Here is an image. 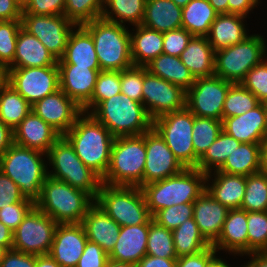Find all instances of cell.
Wrapping results in <instances>:
<instances>
[{"mask_svg": "<svg viewBox=\"0 0 267 267\" xmlns=\"http://www.w3.org/2000/svg\"><path fill=\"white\" fill-rule=\"evenodd\" d=\"M120 90L130 99L142 103L143 66H132L120 71Z\"/></svg>", "mask_w": 267, "mask_h": 267, "instance_id": "51", "label": "cell"}, {"mask_svg": "<svg viewBox=\"0 0 267 267\" xmlns=\"http://www.w3.org/2000/svg\"><path fill=\"white\" fill-rule=\"evenodd\" d=\"M105 267H136V265L128 262L114 261L109 258Z\"/></svg>", "mask_w": 267, "mask_h": 267, "instance_id": "68", "label": "cell"}, {"mask_svg": "<svg viewBox=\"0 0 267 267\" xmlns=\"http://www.w3.org/2000/svg\"><path fill=\"white\" fill-rule=\"evenodd\" d=\"M6 251L7 250L3 246H0V261L3 258Z\"/></svg>", "mask_w": 267, "mask_h": 267, "instance_id": "72", "label": "cell"}, {"mask_svg": "<svg viewBox=\"0 0 267 267\" xmlns=\"http://www.w3.org/2000/svg\"><path fill=\"white\" fill-rule=\"evenodd\" d=\"M109 255L95 242L87 241L76 267H105Z\"/></svg>", "mask_w": 267, "mask_h": 267, "instance_id": "56", "label": "cell"}, {"mask_svg": "<svg viewBox=\"0 0 267 267\" xmlns=\"http://www.w3.org/2000/svg\"><path fill=\"white\" fill-rule=\"evenodd\" d=\"M41 151L13 143L0 157V170L20 188L25 198L36 202L48 177Z\"/></svg>", "mask_w": 267, "mask_h": 267, "instance_id": "5", "label": "cell"}, {"mask_svg": "<svg viewBox=\"0 0 267 267\" xmlns=\"http://www.w3.org/2000/svg\"><path fill=\"white\" fill-rule=\"evenodd\" d=\"M262 37L249 35L242 42L215 52L214 75L233 84L240 83L266 55V43Z\"/></svg>", "mask_w": 267, "mask_h": 267, "instance_id": "10", "label": "cell"}, {"mask_svg": "<svg viewBox=\"0 0 267 267\" xmlns=\"http://www.w3.org/2000/svg\"><path fill=\"white\" fill-rule=\"evenodd\" d=\"M17 3L20 4V6L23 8L24 5L28 2V0H15Z\"/></svg>", "mask_w": 267, "mask_h": 267, "instance_id": "73", "label": "cell"}, {"mask_svg": "<svg viewBox=\"0 0 267 267\" xmlns=\"http://www.w3.org/2000/svg\"><path fill=\"white\" fill-rule=\"evenodd\" d=\"M221 131V120L194 115L192 142L195 151V168L197 167L199 159L213 144V142L216 140Z\"/></svg>", "mask_w": 267, "mask_h": 267, "instance_id": "41", "label": "cell"}, {"mask_svg": "<svg viewBox=\"0 0 267 267\" xmlns=\"http://www.w3.org/2000/svg\"><path fill=\"white\" fill-rule=\"evenodd\" d=\"M217 171L246 177L260 172V143L241 142Z\"/></svg>", "mask_w": 267, "mask_h": 267, "instance_id": "36", "label": "cell"}, {"mask_svg": "<svg viewBox=\"0 0 267 267\" xmlns=\"http://www.w3.org/2000/svg\"><path fill=\"white\" fill-rule=\"evenodd\" d=\"M142 26L165 33L182 27V8L172 0H146Z\"/></svg>", "mask_w": 267, "mask_h": 267, "instance_id": "31", "label": "cell"}, {"mask_svg": "<svg viewBox=\"0 0 267 267\" xmlns=\"http://www.w3.org/2000/svg\"><path fill=\"white\" fill-rule=\"evenodd\" d=\"M88 239L81 223L58 224L49 255L61 267H76Z\"/></svg>", "mask_w": 267, "mask_h": 267, "instance_id": "19", "label": "cell"}, {"mask_svg": "<svg viewBox=\"0 0 267 267\" xmlns=\"http://www.w3.org/2000/svg\"><path fill=\"white\" fill-rule=\"evenodd\" d=\"M17 202H34L25 198L15 182L0 170V209Z\"/></svg>", "mask_w": 267, "mask_h": 267, "instance_id": "54", "label": "cell"}, {"mask_svg": "<svg viewBox=\"0 0 267 267\" xmlns=\"http://www.w3.org/2000/svg\"><path fill=\"white\" fill-rule=\"evenodd\" d=\"M57 62L41 41L21 28L17 35L14 60L7 68L58 66Z\"/></svg>", "mask_w": 267, "mask_h": 267, "instance_id": "27", "label": "cell"}, {"mask_svg": "<svg viewBox=\"0 0 267 267\" xmlns=\"http://www.w3.org/2000/svg\"><path fill=\"white\" fill-rule=\"evenodd\" d=\"M104 0H66L64 16L76 26L101 18Z\"/></svg>", "mask_w": 267, "mask_h": 267, "instance_id": "46", "label": "cell"}, {"mask_svg": "<svg viewBox=\"0 0 267 267\" xmlns=\"http://www.w3.org/2000/svg\"><path fill=\"white\" fill-rule=\"evenodd\" d=\"M248 255L252 259L247 262V265H242V267H267V251H256Z\"/></svg>", "mask_w": 267, "mask_h": 267, "instance_id": "63", "label": "cell"}, {"mask_svg": "<svg viewBox=\"0 0 267 267\" xmlns=\"http://www.w3.org/2000/svg\"><path fill=\"white\" fill-rule=\"evenodd\" d=\"M64 137L80 160L103 178L110 164L115 140L111 132L91 114L83 112Z\"/></svg>", "mask_w": 267, "mask_h": 267, "instance_id": "1", "label": "cell"}, {"mask_svg": "<svg viewBox=\"0 0 267 267\" xmlns=\"http://www.w3.org/2000/svg\"><path fill=\"white\" fill-rule=\"evenodd\" d=\"M35 202H17L0 209V222L14 231L24 220Z\"/></svg>", "mask_w": 267, "mask_h": 267, "instance_id": "53", "label": "cell"}, {"mask_svg": "<svg viewBox=\"0 0 267 267\" xmlns=\"http://www.w3.org/2000/svg\"><path fill=\"white\" fill-rule=\"evenodd\" d=\"M247 211L230 209L224 221L222 232L212 245L216 250H226L234 254H248Z\"/></svg>", "mask_w": 267, "mask_h": 267, "instance_id": "26", "label": "cell"}, {"mask_svg": "<svg viewBox=\"0 0 267 267\" xmlns=\"http://www.w3.org/2000/svg\"><path fill=\"white\" fill-rule=\"evenodd\" d=\"M120 86V71H100L91 99L82 107V111L90 114L102 101L120 94Z\"/></svg>", "mask_w": 267, "mask_h": 267, "instance_id": "45", "label": "cell"}, {"mask_svg": "<svg viewBox=\"0 0 267 267\" xmlns=\"http://www.w3.org/2000/svg\"><path fill=\"white\" fill-rule=\"evenodd\" d=\"M145 147L143 185L174 176L185 169L153 127L145 132Z\"/></svg>", "mask_w": 267, "mask_h": 267, "instance_id": "17", "label": "cell"}, {"mask_svg": "<svg viewBox=\"0 0 267 267\" xmlns=\"http://www.w3.org/2000/svg\"><path fill=\"white\" fill-rule=\"evenodd\" d=\"M13 144V131L0 121V157Z\"/></svg>", "mask_w": 267, "mask_h": 267, "instance_id": "62", "label": "cell"}, {"mask_svg": "<svg viewBox=\"0 0 267 267\" xmlns=\"http://www.w3.org/2000/svg\"><path fill=\"white\" fill-rule=\"evenodd\" d=\"M94 203L86 192L48 176L35 205L58 224H78Z\"/></svg>", "mask_w": 267, "mask_h": 267, "instance_id": "3", "label": "cell"}, {"mask_svg": "<svg viewBox=\"0 0 267 267\" xmlns=\"http://www.w3.org/2000/svg\"><path fill=\"white\" fill-rule=\"evenodd\" d=\"M248 254L267 251V211L247 212Z\"/></svg>", "mask_w": 267, "mask_h": 267, "instance_id": "47", "label": "cell"}, {"mask_svg": "<svg viewBox=\"0 0 267 267\" xmlns=\"http://www.w3.org/2000/svg\"><path fill=\"white\" fill-rule=\"evenodd\" d=\"M148 231L149 224L122 226L109 258L136 265L146 255Z\"/></svg>", "mask_w": 267, "mask_h": 267, "instance_id": "25", "label": "cell"}, {"mask_svg": "<svg viewBox=\"0 0 267 267\" xmlns=\"http://www.w3.org/2000/svg\"><path fill=\"white\" fill-rule=\"evenodd\" d=\"M30 111L31 105L4 81L0 85V121L13 131Z\"/></svg>", "mask_w": 267, "mask_h": 267, "instance_id": "37", "label": "cell"}, {"mask_svg": "<svg viewBox=\"0 0 267 267\" xmlns=\"http://www.w3.org/2000/svg\"><path fill=\"white\" fill-rule=\"evenodd\" d=\"M210 175L197 168H185L179 174L143 185L141 190L152 217L164 208L193 203L205 191Z\"/></svg>", "mask_w": 267, "mask_h": 267, "instance_id": "2", "label": "cell"}, {"mask_svg": "<svg viewBox=\"0 0 267 267\" xmlns=\"http://www.w3.org/2000/svg\"><path fill=\"white\" fill-rule=\"evenodd\" d=\"M218 14L208 0H191L182 8V28L193 36H207Z\"/></svg>", "mask_w": 267, "mask_h": 267, "instance_id": "35", "label": "cell"}, {"mask_svg": "<svg viewBox=\"0 0 267 267\" xmlns=\"http://www.w3.org/2000/svg\"><path fill=\"white\" fill-rule=\"evenodd\" d=\"M259 0H228V13L247 16L252 8L257 6Z\"/></svg>", "mask_w": 267, "mask_h": 267, "instance_id": "60", "label": "cell"}, {"mask_svg": "<svg viewBox=\"0 0 267 267\" xmlns=\"http://www.w3.org/2000/svg\"><path fill=\"white\" fill-rule=\"evenodd\" d=\"M152 218L159 225L173 231L187 219L193 218V203L164 208L159 210Z\"/></svg>", "mask_w": 267, "mask_h": 267, "instance_id": "49", "label": "cell"}, {"mask_svg": "<svg viewBox=\"0 0 267 267\" xmlns=\"http://www.w3.org/2000/svg\"><path fill=\"white\" fill-rule=\"evenodd\" d=\"M71 31L64 55L57 65H78L91 69H100L98 57L91 34L82 26Z\"/></svg>", "mask_w": 267, "mask_h": 267, "instance_id": "28", "label": "cell"}, {"mask_svg": "<svg viewBox=\"0 0 267 267\" xmlns=\"http://www.w3.org/2000/svg\"><path fill=\"white\" fill-rule=\"evenodd\" d=\"M60 89L81 108L91 99L101 69L58 65Z\"/></svg>", "mask_w": 267, "mask_h": 267, "instance_id": "22", "label": "cell"}, {"mask_svg": "<svg viewBox=\"0 0 267 267\" xmlns=\"http://www.w3.org/2000/svg\"><path fill=\"white\" fill-rule=\"evenodd\" d=\"M212 245L195 255L182 256L177 258L176 267H206L208 262L216 255Z\"/></svg>", "mask_w": 267, "mask_h": 267, "instance_id": "58", "label": "cell"}, {"mask_svg": "<svg viewBox=\"0 0 267 267\" xmlns=\"http://www.w3.org/2000/svg\"><path fill=\"white\" fill-rule=\"evenodd\" d=\"M13 245V231L0 222V246L6 250L12 249Z\"/></svg>", "mask_w": 267, "mask_h": 267, "instance_id": "64", "label": "cell"}, {"mask_svg": "<svg viewBox=\"0 0 267 267\" xmlns=\"http://www.w3.org/2000/svg\"><path fill=\"white\" fill-rule=\"evenodd\" d=\"M146 163L145 132L137 136L115 137L110 164L102 183L112 186H143Z\"/></svg>", "mask_w": 267, "mask_h": 267, "instance_id": "7", "label": "cell"}, {"mask_svg": "<svg viewBox=\"0 0 267 267\" xmlns=\"http://www.w3.org/2000/svg\"><path fill=\"white\" fill-rule=\"evenodd\" d=\"M31 110L61 136H64L83 113L82 108L61 89L45 96Z\"/></svg>", "mask_w": 267, "mask_h": 267, "instance_id": "18", "label": "cell"}, {"mask_svg": "<svg viewBox=\"0 0 267 267\" xmlns=\"http://www.w3.org/2000/svg\"><path fill=\"white\" fill-rule=\"evenodd\" d=\"M206 267H230L221 258H217L216 255L208 262Z\"/></svg>", "mask_w": 267, "mask_h": 267, "instance_id": "69", "label": "cell"}, {"mask_svg": "<svg viewBox=\"0 0 267 267\" xmlns=\"http://www.w3.org/2000/svg\"><path fill=\"white\" fill-rule=\"evenodd\" d=\"M211 6L219 13H228V0H208Z\"/></svg>", "mask_w": 267, "mask_h": 267, "instance_id": "67", "label": "cell"}, {"mask_svg": "<svg viewBox=\"0 0 267 267\" xmlns=\"http://www.w3.org/2000/svg\"><path fill=\"white\" fill-rule=\"evenodd\" d=\"M5 81V71L0 68V85Z\"/></svg>", "mask_w": 267, "mask_h": 267, "instance_id": "71", "label": "cell"}, {"mask_svg": "<svg viewBox=\"0 0 267 267\" xmlns=\"http://www.w3.org/2000/svg\"><path fill=\"white\" fill-rule=\"evenodd\" d=\"M135 28L136 33H130L133 65L146 66L163 54V33L142 25H137Z\"/></svg>", "mask_w": 267, "mask_h": 267, "instance_id": "33", "label": "cell"}, {"mask_svg": "<svg viewBox=\"0 0 267 267\" xmlns=\"http://www.w3.org/2000/svg\"><path fill=\"white\" fill-rule=\"evenodd\" d=\"M241 209L247 212L267 211V175L258 172L246 177Z\"/></svg>", "mask_w": 267, "mask_h": 267, "instance_id": "44", "label": "cell"}, {"mask_svg": "<svg viewBox=\"0 0 267 267\" xmlns=\"http://www.w3.org/2000/svg\"><path fill=\"white\" fill-rule=\"evenodd\" d=\"M240 143L222 130L213 144L199 159L196 168L206 174L212 173L213 168L214 171L218 170Z\"/></svg>", "mask_w": 267, "mask_h": 267, "instance_id": "40", "label": "cell"}, {"mask_svg": "<svg viewBox=\"0 0 267 267\" xmlns=\"http://www.w3.org/2000/svg\"><path fill=\"white\" fill-rule=\"evenodd\" d=\"M229 209L205 190L193 202V218L205 240L213 245L222 232Z\"/></svg>", "mask_w": 267, "mask_h": 267, "instance_id": "23", "label": "cell"}, {"mask_svg": "<svg viewBox=\"0 0 267 267\" xmlns=\"http://www.w3.org/2000/svg\"><path fill=\"white\" fill-rule=\"evenodd\" d=\"M193 125L194 114L187 107L163 114L153 120L152 127L185 168H195Z\"/></svg>", "mask_w": 267, "mask_h": 267, "instance_id": "11", "label": "cell"}, {"mask_svg": "<svg viewBox=\"0 0 267 267\" xmlns=\"http://www.w3.org/2000/svg\"><path fill=\"white\" fill-rule=\"evenodd\" d=\"M21 21L22 28L41 41L57 60L64 55L69 35L77 27L64 15L22 14Z\"/></svg>", "mask_w": 267, "mask_h": 267, "instance_id": "15", "label": "cell"}, {"mask_svg": "<svg viewBox=\"0 0 267 267\" xmlns=\"http://www.w3.org/2000/svg\"><path fill=\"white\" fill-rule=\"evenodd\" d=\"M5 81L31 106L60 89L58 66L6 68Z\"/></svg>", "mask_w": 267, "mask_h": 267, "instance_id": "13", "label": "cell"}, {"mask_svg": "<svg viewBox=\"0 0 267 267\" xmlns=\"http://www.w3.org/2000/svg\"><path fill=\"white\" fill-rule=\"evenodd\" d=\"M36 255L13 249L7 250L0 261V267H35Z\"/></svg>", "mask_w": 267, "mask_h": 267, "instance_id": "57", "label": "cell"}, {"mask_svg": "<svg viewBox=\"0 0 267 267\" xmlns=\"http://www.w3.org/2000/svg\"><path fill=\"white\" fill-rule=\"evenodd\" d=\"M176 263L177 259H165L146 254L136 267H176Z\"/></svg>", "mask_w": 267, "mask_h": 267, "instance_id": "61", "label": "cell"}, {"mask_svg": "<svg viewBox=\"0 0 267 267\" xmlns=\"http://www.w3.org/2000/svg\"><path fill=\"white\" fill-rule=\"evenodd\" d=\"M232 84L215 75L196 78L191 88L186 91V107L195 116L222 121L224 101Z\"/></svg>", "mask_w": 267, "mask_h": 267, "instance_id": "16", "label": "cell"}, {"mask_svg": "<svg viewBox=\"0 0 267 267\" xmlns=\"http://www.w3.org/2000/svg\"><path fill=\"white\" fill-rule=\"evenodd\" d=\"M21 20L0 21V68L5 70L14 60Z\"/></svg>", "mask_w": 267, "mask_h": 267, "instance_id": "48", "label": "cell"}, {"mask_svg": "<svg viewBox=\"0 0 267 267\" xmlns=\"http://www.w3.org/2000/svg\"><path fill=\"white\" fill-rule=\"evenodd\" d=\"M145 67L151 74L178 85L185 91L190 89L195 82L190 70L177 56L160 54Z\"/></svg>", "mask_w": 267, "mask_h": 267, "instance_id": "34", "label": "cell"}, {"mask_svg": "<svg viewBox=\"0 0 267 267\" xmlns=\"http://www.w3.org/2000/svg\"><path fill=\"white\" fill-rule=\"evenodd\" d=\"M53 166L48 176L63 181L70 186L89 194L94 200L102 185V178L87 167L76 155L73 146L61 136L46 155Z\"/></svg>", "mask_w": 267, "mask_h": 267, "instance_id": "8", "label": "cell"}, {"mask_svg": "<svg viewBox=\"0 0 267 267\" xmlns=\"http://www.w3.org/2000/svg\"><path fill=\"white\" fill-rule=\"evenodd\" d=\"M260 172L267 175V137L260 143Z\"/></svg>", "mask_w": 267, "mask_h": 267, "instance_id": "66", "label": "cell"}, {"mask_svg": "<svg viewBox=\"0 0 267 267\" xmlns=\"http://www.w3.org/2000/svg\"><path fill=\"white\" fill-rule=\"evenodd\" d=\"M23 8L15 0H0V21L21 20Z\"/></svg>", "mask_w": 267, "mask_h": 267, "instance_id": "59", "label": "cell"}, {"mask_svg": "<svg viewBox=\"0 0 267 267\" xmlns=\"http://www.w3.org/2000/svg\"><path fill=\"white\" fill-rule=\"evenodd\" d=\"M57 225L35 205L13 231L12 249L36 256L49 254Z\"/></svg>", "mask_w": 267, "mask_h": 267, "instance_id": "12", "label": "cell"}, {"mask_svg": "<svg viewBox=\"0 0 267 267\" xmlns=\"http://www.w3.org/2000/svg\"><path fill=\"white\" fill-rule=\"evenodd\" d=\"M192 37L182 27L163 33V54L180 57Z\"/></svg>", "mask_w": 267, "mask_h": 267, "instance_id": "52", "label": "cell"}, {"mask_svg": "<svg viewBox=\"0 0 267 267\" xmlns=\"http://www.w3.org/2000/svg\"><path fill=\"white\" fill-rule=\"evenodd\" d=\"M95 203L121 227L149 224L153 219L144 194L137 186H112L102 183Z\"/></svg>", "mask_w": 267, "mask_h": 267, "instance_id": "9", "label": "cell"}, {"mask_svg": "<svg viewBox=\"0 0 267 267\" xmlns=\"http://www.w3.org/2000/svg\"><path fill=\"white\" fill-rule=\"evenodd\" d=\"M240 84L252 92L261 103L267 102V60L251 68Z\"/></svg>", "mask_w": 267, "mask_h": 267, "instance_id": "50", "label": "cell"}, {"mask_svg": "<svg viewBox=\"0 0 267 267\" xmlns=\"http://www.w3.org/2000/svg\"><path fill=\"white\" fill-rule=\"evenodd\" d=\"M61 135L32 110L13 130V143L45 154Z\"/></svg>", "mask_w": 267, "mask_h": 267, "instance_id": "21", "label": "cell"}, {"mask_svg": "<svg viewBox=\"0 0 267 267\" xmlns=\"http://www.w3.org/2000/svg\"><path fill=\"white\" fill-rule=\"evenodd\" d=\"M222 130L242 143H261L267 137L265 103H260L240 116L224 118Z\"/></svg>", "mask_w": 267, "mask_h": 267, "instance_id": "20", "label": "cell"}, {"mask_svg": "<svg viewBox=\"0 0 267 267\" xmlns=\"http://www.w3.org/2000/svg\"><path fill=\"white\" fill-rule=\"evenodd\" d=\"M216 172V174H215ZM212 185H205L207 193L226 208H241L246 188V176L214 171ZM214 181V182H213Z\"/></svg>", "mask_w": 267, "mask_h": 267, "instance_id": "30", "label": "cell"}, {"mask_svg": "<svg viewBox=\"0 0 267 267\" xmlns=\"http://www.w3.org/2000/svg\"><path fill=\"white\" fill-rule=\"evenodd\" d=\"M104 4L106 5H104L103 9V19L121 25L126 21L134 26L141 25L146 0H104ZM106 7H109L110 10Z\"/></svg>", "mask_w": 267, "mask_h": 267, "instance_id": "39", "label": "cell"}, {"mask_svg": "<svg viewBox=\"0 0 267 267\" xmlns=\"http://www.w3.org/2000/svg\"><path fill=\"white\" fill-rule=\"evenodd\" d=\"M177 258L195 255L211 245L202 236L194 218L187 219L172 231Z\"/></svg>", "mask_w": 267, "mask_h": 267, "instance_id": "38", "label": "cell"}, {"mask_svg": "<svg viewBox=\"0 0 267 267\" xmlns=\"http://www.w3.org/2000/svg\"><path fill=\"white\" fill-rule=\"evenodd\" d=\"M180 59L195 79L214 76L215 52L207 36H193Z\"/></svg>", "mask_w": 267, "mask_h": 267, "instance_id": "32", "label": "cell"}, {"mask_svg": "<svg viewBox=\"0 0 267 267\" xmlns=\"http://www.w3.org/2000/svg\"><path fill=\"white\" fill-rule=\"evenodd\" d=\"M82 26L94 40L101 71H122L133 66L131 37L125 25L101 17Z\"/></svg>", "mask_w": 267, "mask_h": 267, "instance_id": "4", "label": "cell"}, {"mask_svg": "<svg viewBox=\"0 0 267 267\" xmlns=\"http://www.w3.org/2000/svg\"><path fill=\"white\" fill-rule=\"evenodd\" d=\"M244 18L239 14H218L207 35L214 52L238 44L249 36L243 24Z\"/></svg>", "mask_w": 267, "mask_h": 267, "instance_id": "29", "label": "cell"}, {"mask_svg": "<svg viewBox=\"0 0 267 267\" xmlns=\"http://www.w3.org/2000/svg\"><path fill=\"white\" fill-rule=\"evenodd\" d=\"M90 114L114 137L142 135L153 126L143 103L122 93L102 101Z\"/></svg>", "mask_w": 267, "mask_h": 267, "instance_id": "6", "label": "cell"}, {"mask_svg": "<svg viewBox=\"0 0 267 267\" xmlns=\"http://www.w3.org/2000/svg\"><path fill=\"white\" fill-rule=\"evenodd\" d=\"M146 254L165 259H177L172 231L153 219L149 223Z\"/></svg>", "mask_w": 267, "mask_h": 267, "instance_id": "42", "label": "cell"}, {"mask_svg": "<svg viewBox=\"0 0 267 267\" xmlns=\"http://www.w3.org/2000/svg\"><path fill=\"white\" fill-rule=\"evenodd\" d=\"M81 224L87 239L98 244L109 255L118 240L121 226L96 203L89 208Z\"/></svg>", "mask_w": 267, "mask_h": 267, "instance_id": "24", "label": "cell"}, {"mask_svg": "<svg viewBox=\"0 0 267 267\" xmlns=\"http://www.w3.org/2000/svg\"><path fill=\"white\" fill-rule=\"evenodd\" d=\"M177 6L183 8L185 7L191 0H172Z\"/></svg>", "mask_w": 267, "mask_h": 267, "instance_id": "70", "label": "cell"}, {"mask_svg": "<svg viewBox=\"0 0 267 267\" xmlns=\"http://www.w3.org/2000/svg\"><path fill=\"white\" fill-rule=\"evenodd\" d=\"M66 0H28L22 14L64 15Z\"/></svg>", "mask_w": 267, "mask_h": 267, "instance_id": "55", "label": "cell"}, {"mask_svg": "<svg viewBox=\"0 0 267 267\" xmlns=\"http://www.w3.org/2000/svg\"><path fill=\"white\" fill-rule=\"evenodd\" d=\"M35 267H61L49 254L36 256Z\"/></svg>", "mask_w": 267, "mask_h": 267, "instance_id": "65", "label": "cell"}, {"mask_svg": "<svg viewBox=\"0 0 267 267\" xmlns=\"http://www.w3.org/2000/svg\"><path fill=\"white\" fill-rule=\"evenodd\" d=\"M260 103L257 97L240 83L232 84L224 101L222 120L228 117L240 116L254 109Z\"/></svg>", "mask_w": 267, "mask_h": 267, "instance_id": "43", "label": "cell"}, {"mask_svg": "<svg viewBox=\"0 0 267 267\" xmlns=\"http://www.w3.org/2000/svg\"><path fill=\"white\" fill-rule=\"evenodd\" d=\"M142 103L149 117L154 120L163 114L186 107V91L158 76L143 66Z\"/></svg>", "mask_w": 267, "mask_h": 267, "instance_id": "14", "label": "cell"}]
</instances>
